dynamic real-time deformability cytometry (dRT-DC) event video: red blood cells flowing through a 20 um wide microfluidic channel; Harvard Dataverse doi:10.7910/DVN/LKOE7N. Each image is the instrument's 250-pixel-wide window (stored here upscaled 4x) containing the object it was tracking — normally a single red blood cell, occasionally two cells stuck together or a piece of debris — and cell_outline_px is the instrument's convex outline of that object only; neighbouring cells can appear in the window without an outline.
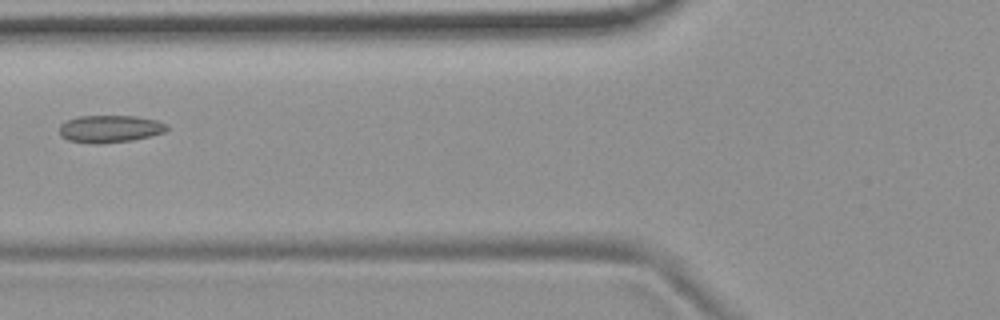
{"species": "common noctule bat (a hibernating species)", "species_latin": "Nyctalus noctula", "temperature_condition": "room temperature", "stored_images_in_passage": 2, "camera_frame_rate_fps": 3000, "um_per_image_px": 0.085, "animal": {"sex": "female", "body_mass_g": 19.9}, "frame": {"image": 1, "passage_image": 2, "time_ms": 0.333, "image_size_px": [1000, 320], "cell_outline_px": [[168, 128], [164, 132], [132, 140], [100, 144], [92, 144], [68, 140], [60, 136], [60, 124], [68, 120], [80, 116], [136, 116], [156, 120], [168, 124]], "centroid_in_image_um": [9.33, 10.95], "position_along_channel_um": 116.5, "area_um2": 17.11}}